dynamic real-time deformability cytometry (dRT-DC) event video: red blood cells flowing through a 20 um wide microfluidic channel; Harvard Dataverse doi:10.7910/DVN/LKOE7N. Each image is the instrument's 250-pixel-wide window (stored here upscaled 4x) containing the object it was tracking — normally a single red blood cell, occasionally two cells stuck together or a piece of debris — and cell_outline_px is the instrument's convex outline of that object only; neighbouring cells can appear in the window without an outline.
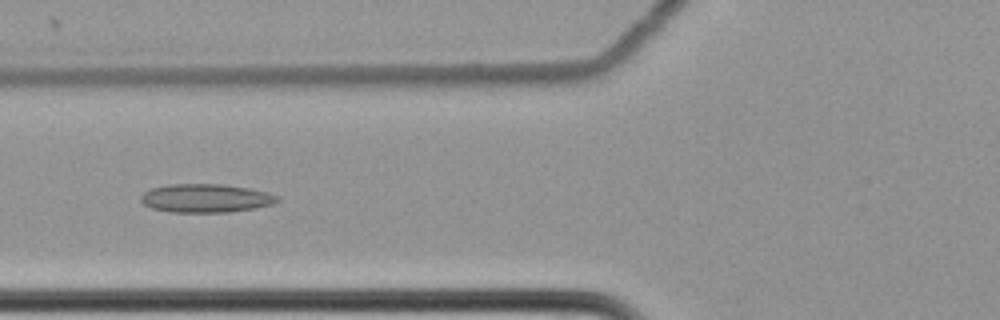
{"species": "common noctule bat (a hibernating species)", "species_latin": "Nyctalus noctula", "temperature_condition": "cold", "stored_images_in_passage": 60, "camera_frame_rate_fps": 3000, "um_per_image_px": 0.085, "animal": {"sex": "female", "body_mass_g": 22.7, "forearm_length_mm": 54.2}, "frame": {"image": 1, "passage_image": 24, "time_ms": 7.667, "image_size_px": [1000, 320], "cell_outline_px": [[280, 200], [272, 204], [252, 208], [228, 212], [172, 212], [152, 208], [144, 204], [140, 200], [140, 196], [144, 192], [152, 188], [168, 184], [224, 184], [248, 188], [280, 196]], "centroid_in_image_um": [17.47, 16.84], "position_along_channel_um": 108.3, "area_um2": 22.54}}
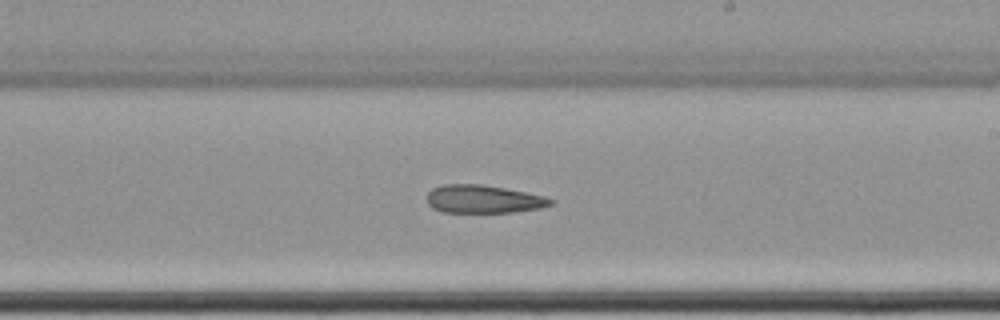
{"frame": {"image": 2, "passage_image": 36, "time_ms": 11.667, "image_size_px": [1000, 320], "cell_outline_px": [[556, 200], [552, 204], [540, 208], [512, 212], [444, 212], [432, 208], [428, 204], [428, 192], [432, 188], [444, 184], [484, 184], [544, 196]], "centroid_in_image_um": [41.08, 16.92], "position_along_channel_um": 247.9, "area_um2": 20.17}}
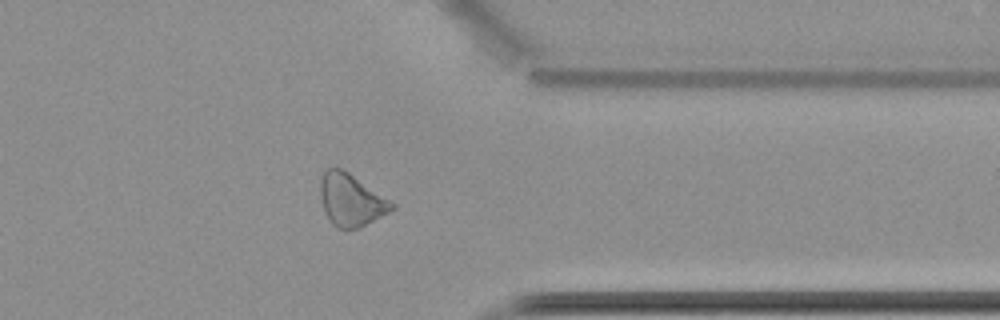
{"frame": {"image": 3, "passage_image": 48, "time_ms": 15.667, "image_size_px": [1000, 320], "cell_outline_px": [[396, 208], [360, 228], [336, 228], [332, 224], [324, 208], [320, 196], [320, 176], [328, 168], [344, 168], [396, 204]], "centroid_in_image_um": [29.85, 16.97], "position_along_channel_um": 381.6, "area_um2": 21.85}, "authors_computed_cell_mechanics": {"area_um2": 23.0622, "velocity_mm_per_s": 3.4936, "shape_relaxation_time_tau1_ms": null, "shape_relaxation_time_tau2_ms": 7.3214, "deformation_change_tau1": null, "deformation_change_tau2": 0.1427}}